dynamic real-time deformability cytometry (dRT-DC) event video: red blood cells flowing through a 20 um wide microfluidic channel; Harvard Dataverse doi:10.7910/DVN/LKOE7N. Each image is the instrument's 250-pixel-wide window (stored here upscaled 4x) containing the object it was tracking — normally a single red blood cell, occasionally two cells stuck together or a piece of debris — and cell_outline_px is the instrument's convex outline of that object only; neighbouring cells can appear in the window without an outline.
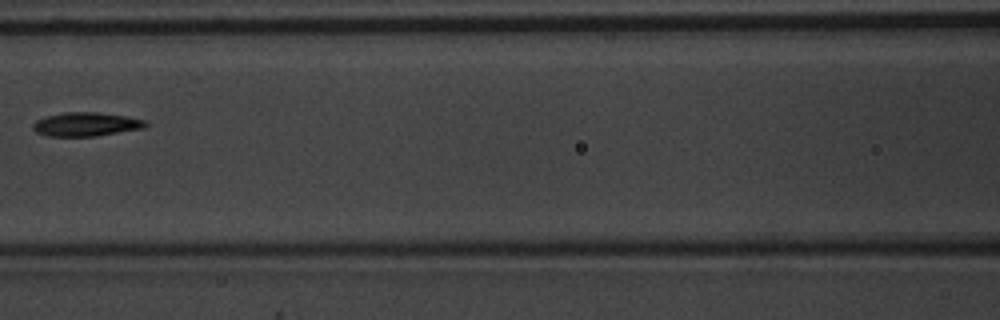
{"species": "common noctule bat (a hibernating species)", "species_latin": "Nyctalus noctula", "temperature_condition": "warm", "stored_images_in_passage": 7, "camera_frame_rate_fps": 3000, "um_per_image_px": 0.085, "animal": {"sex": "male", "body_mass_g": 20.1, "forearm_length_mm": 53.5}, "frame": {"image": 1, "passage_image": 7, "time_ms": 2.0, "image_size_px": [1000, 320], "cell_outline_px": [[148, 124], [144, 128], [96, 136], [48, 136], [36, 132], [32, 128], [32, 124], [36, 120], [48, 116], [64, 112], [96, 112], [124, 116], [144, 120]], "centroid_in_image_um": [7.29, 10.57], "position_along_channel_um": 159.3, "area_um2": 15.49}}